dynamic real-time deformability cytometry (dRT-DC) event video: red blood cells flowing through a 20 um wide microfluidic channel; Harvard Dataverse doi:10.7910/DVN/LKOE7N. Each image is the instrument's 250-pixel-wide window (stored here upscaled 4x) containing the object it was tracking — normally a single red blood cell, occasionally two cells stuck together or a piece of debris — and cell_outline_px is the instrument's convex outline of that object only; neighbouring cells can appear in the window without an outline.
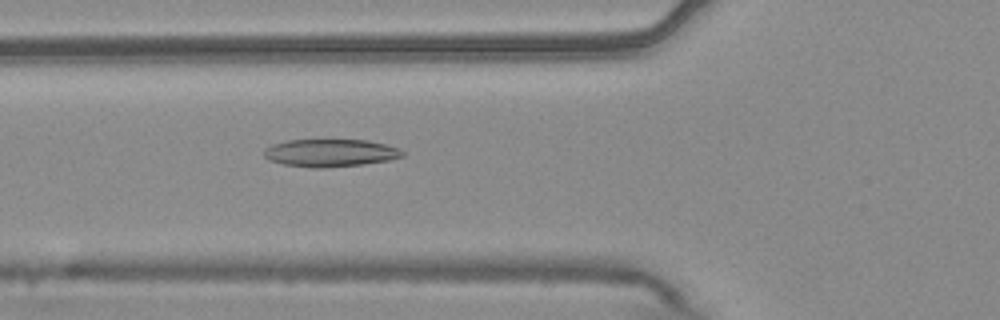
{"species": "common noctule bat (a hibernating species)", "species_latin": "Nyctalus noctula", "temperature_condition": "warm", "stored_images_in_passage": 33, "camera_frame_rate_fps": 3000, "um_per_image_px": 0.085, "animal": {"sex": "male", "body_mass_g": 20.4}, "frame": {"image": 1, "passage_image": 6, "time_ms": 1.667, "image_size_px": [1000, 320], "cell_outline_px": [[404, 156], [388, 160], [364, 164], [324, 168], [308, 168], [284, 164], [268, 160], [264, 156], [264, 148], [272, 144], [288, 140], [368, 140], [400, 148], [404, 152]], "centroid_in_image_um": [28.06, 13.0], "position_along_channel_um": 97.7, "area_um2": 22.43}}
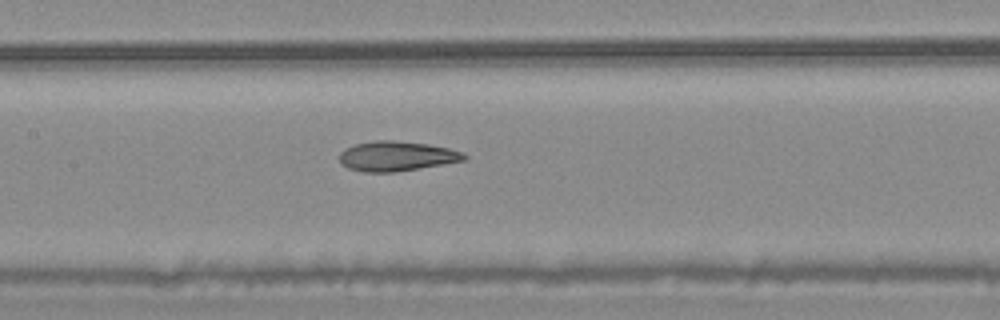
{"frame": {"image": 2, "passage_image": 12, "time_ms": 3.667, "image_size_px": [1000, 320], "cell_outline_px": [[468, 156], [464, 160], [420, 168], [396, 172], [364, 172], [348, 168], [340, 164], [340, 152], [344, 148], [356, 144], [376, 140], [392, 140], [428, 144], [448, 148], [464, 152]], "centroid_in_image_um": [33.69, 13.27], "position_along_channel_um": 173.7, "area_um2": 21.68}}
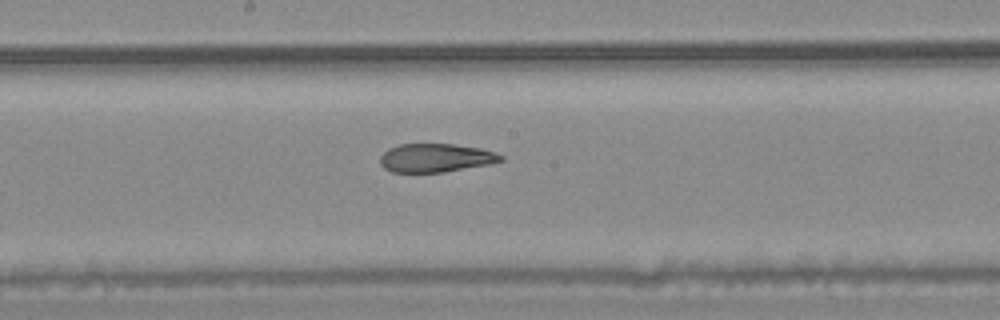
{"frame": {"image": 3, "passage_image": 15, "time_ms": 4.667, "image_size_px": [1000, 320], "cell_outline_px": [[504, 160], [492, 164], [444, 172], [392, 172], [384, 168], [380, 164], [380, 156], [388, 148], [400, 144], [452, 144], [480, 148], [496, 152], [504, 156]], "centroid_in_image_um": [37.06, 13.42], "position_along_channel_um": 211.1, "area_um2": 20.23}, "authors_computed_cell_mechanics": {"area_um2": 21.7906, "velocity_mm_per_s": 3.7719, "shape_relaxation_time_tau1_ms": null, "shape_relaxation_time_tau2_ms": 2.8362, "deformation_change_tau1": null, "deformation_change_tau2": 0.0912}}